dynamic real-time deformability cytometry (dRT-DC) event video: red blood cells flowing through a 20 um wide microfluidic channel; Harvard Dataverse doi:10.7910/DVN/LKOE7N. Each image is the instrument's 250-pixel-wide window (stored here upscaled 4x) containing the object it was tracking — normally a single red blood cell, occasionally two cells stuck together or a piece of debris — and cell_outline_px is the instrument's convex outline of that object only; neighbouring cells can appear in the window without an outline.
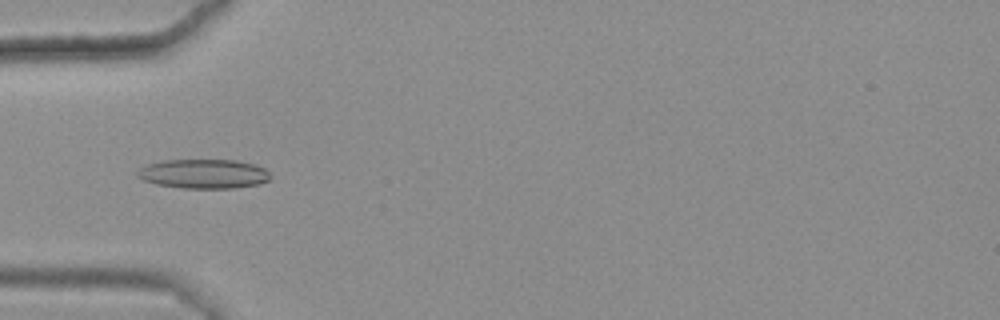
{"species": "common noctule bat (a hibernating species)", "species_latin": "Nyctalus noctula", "temperature_condition": "warm", "stored_images_in_passage": 48, "camera_frame_rate_fps": 3000, "um_per_image_px": 0.085, "animal": {"sex": "female", "body_mass_g": 25.1}, "frame": {"image": 1, "passage_image": 18, "time_ms": 5.667, "image_size_px": [1000, 320], "cell_outline_px": [[268, 180], [260, 184], [232, 188], [180, 188], [156, 184], [144, 180], [136, 176], [136, 172], [140, 168], [148, 164], [164, 160], [236, 160], [256, 164], [264, 168], [268, 172]], "centroid_in_image_um": [17.29, 14.77], "position_along_channel_um": 67.7, "area_um2": 22.72}}
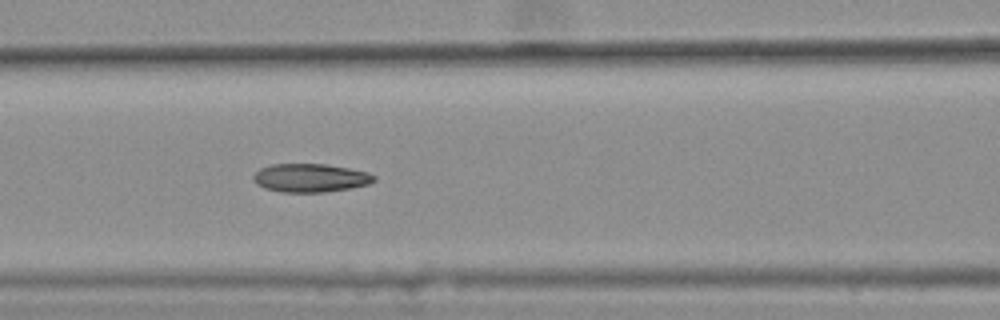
{"frame": {"image": 2, "passage_image": 24, "time_ms": 7.667, "image_size_px": [1000, 320], "cell_outline_px": [[376, 180], [368, 184], [352, 188], [324, 192], [284, 192], [264, 188], [256, 184], [252, 180], [252, 176], [260, 168], [272, 164], [324, 164], [348, 168], [368, 172], [376, 176]], "centroid_in_image_um": [26.37, 15.12], "position_along_channel_um": 140.2, "area_um2": 20.06}}
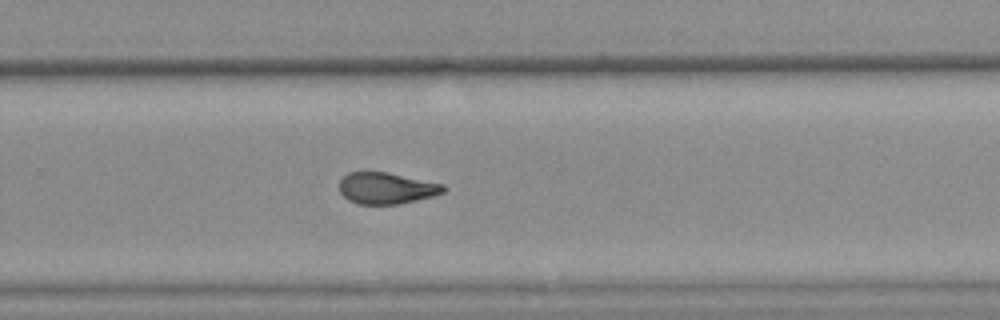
{"frame": {"image": 3, "passage_image": 37, "time_ms": 12.0, "image_size_px": [1000, 320], "cell_outline_px": [[448, 188], [444, 192], [432, 196], [400, 204], [356, 204], [348, 200], [340, 192], [340, 180], [348, 172], [388, 172], [444, 184]], "centroid_in_image_um": [32.86, 15.99], "position_along_channel_um": 296.9, "area_um2": 19.13}, "authors_computed_cell_mechanics": {"area_um2": 20.3167, "velocity_mm_per_s": 3.6294, "shape_relaxation_time_tau1_ms": null, "shape_relaxation_time_tau2_ms": 2.6003, "deformation_change_tau1": null, "deformation_change_tau2": 0.09}}